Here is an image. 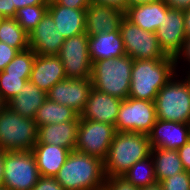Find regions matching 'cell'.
Instances as JSON below:
<instances>
[{"label": "cell", "mask_w": 190, "mask_h": 190, "mask_svg": "<svg viewBox=\"0 0 190 190\" xmlns=\"http://www.w3.org/2000/svg\"><path fill=\"white\" fill-rule=\"evenodd\" d=\"M148 136L151 148L178 150L190 140L189 124L157 119Z\"/></svg>", "instance_id": "15"}, {"label": "cell", "mask_w": 190, "mask_h": 190, "mask_svg": "<svg viewBox=\"0 0 190 190\" xmlns=\"http://www.w3.org/2000/svg\"><path fill=\"white\" fill-rule=\"evenodd\" d=\"M91 3L114 7L122 10L124 13L128 8L127 0H91Z\"/></svg>", "instance_id": "39"}, {"label": "cell", "mask_w": 190, "mask_h": 190, "mask_svg": "<svg viewBox=\"0 0 190 190\" xmlns=\"http://www.w3.org/2000/svg\"><path fill=\"white\" fill-rule=\"evenodd\" d=\"M3 19H4V17L0 16V25H1L2 21H3Z\"/></svg>", "instance_id": "48"}, {"label": "cell", "mask_w": 190, "mask_h": 190, "mask_svg": "<svg viewBox=\"0 0 190 190\" xmlns=\"http://www.w3.org/2000/svg\"><path fill=\"white\" fill-rule=\"evenodd\" d=\"M126 55L133 60L164 59L167 55L160 48L156 33L141 29L125 16L119 26Z\"/></svg>", "instance_id": "8"}, {"label": "cell", "mask_w": 190, "mask_h": 190, "mask_svg": "<svg viewBox=\"0 0 190 190\" xmlns=\"http://www.w3.org/2000/svg\"><path fill=\"white\" fill-rule=\"evenodd\" d=\"M34 121L38 128L42 125L62 123L66 121H80V115L72 108L60 105L47 98L37 110Z\"/></svg>", "instance_id": "25"}, {"label": "cell", "mask_w": 190, "mask_h": 190, "mask_svg": "<svg viewBox=\"0 0 190 190\" xmlns=\"http://www.w3.org/2000/svg\"><path fill=\"white\" fill-rule=\"evenodd\" d=\"M59 5L75 9H86L91 0H55Z\"/></svg>", "instance_id": "40"}, {"label": "cell", "mask_w": 190, "mask_h": 190, "mask_svg": "<svg viewBox=\"0 0 190 190\" xmlns=\"http://www.w3.org/2000/svg\"><path fill=\"white\" fill-rule=\"evenodd\" d=\"M185 77L182 79L176 73L159 90L154 101L157 119L190 123V78L188 75Z\"/></svg>", "instance_id": "5"}, {"label": "cell", "mask_w": 190, "mask_h": 190, "mask_svg": "<svg viewBox=\"0 0 190 190\" xmlns=\"http://www.w3.org/2000/svg\"><path fill=\"white\" fill-rule=\"evenodd\" d=\"M169 9L163 0H159L153 3L129 6L124 16L141 29L155 33Z\"/></svg>", "instance_id": "20"}, {"label": "cell", "mask_w": 190, "mask_h": 190, "mask_svg": "<svg viewBox=\"0 0 190 190\" xmlns=\"http://www.w3.org/2000/svg\"><path fill=\"white\" fill-rule=\"evenodd\" d=\"M134 60L128 55L103 59L92 63V87L118 99L129 97Z\"/></svg>", "instance_id": "4"}, {"label": "cell", "mask_w": 190, "mask_h": 190, "mask_svg": "<svg viewBox=\"0 0 190 190\" xmlns=\"http://www.w3.org/2000/svg\"><path fill=\"white\" fill-rule=\"evenodd\" d=\"M35 56L36 53L30 48L19 51L4 71L8 74L31 75Z\"/></svg>", "instance_id": "31"}, {"label": "cell", "mask_w": 190, "mask_h": 190, "mask_svg": "<svg viewBox=\"0 0 190 190\" xmlns=\"http://www.w3.org/2000/svg\"><path fill=\"white\" fill-rule=\"evenodd\" d=\"M30 79V75L8 74L4 70L0 72V99L6 104L16 96L22 86Z\"/></svg>", "instance_id": "30"}, {"label": "cell", "mask_w": 190, "mask_h": 190, "mask_svg": "<svg viewBox=\"0 0 190 190\" xmlns=\"http://www.w3.org/2000/svg\"><path fill=\"white\" fill-rule=\"evenodd\" d=\"M92 88L91 79H65L56 83L47 92V98L55 103L72 108L80 115L86 106Z\"/></svg>", "instance_id": "12"}, {"label": "cell", "mask_w": 190, "mask_h": 190, "mask_svg": "<svg viewBox=\"0 0 190 190\" xmlns=\"http://www.w3.org/2000/svg\"><path fill=\"white\" fill-rule=\"evenodd\" d=\"M55 178L64 190H103L106 179L103 160L71 151Z\"/></svg>", "instance_id": "2"}, {"label": "cell", "mask_w": 190, "mask_h": 190, "mask_svg": "<svg viewBox=\"0 0 190 190\" xmlns=\"http://www.w3.org/2000/svg\"><path fill=\"white\" fill-rule=\"evenodd\" d=\"M150 155L151 146L147 134L116 132L103 160L105 176H123L137 161Z\"/></svg>", "instance_id": "3"}, {"label": "cell", "mask_w": 190, "mask_h": 190, "mask_svg": "<svg viewBox=\"0 0 190 190\" xmlns=\"http://www.w3.org/2000/svg\"><path fill=\"white\" fill-rule=\"evenodd\" d=\"M0 42L6 43L19 51L29 48L28 33L15 18H4L0 25Z\"/></svg>", "instance_id": "27"}, {"label": "cell", "mask_w": 190, "mask_h": 190, "mask_svg": "<svg viewBox=\"0 0 190 190\" xmlns=\"http://www.w3.org/2000/svg\"><path fill=\"white\" fill-rule=\"evenodd\" d=\"M124 12L120 9L90 3L85 11V29L88 36L111 33L119 29Z\"/></svg>", "instance_id": "17"}, {"label": "cell", "mask_w": 190, "mask_h": 190, "mask_svg": "<svg viewBox=\"0 0 190 190\" xmlns=\"http://www.w3.org/2000/svg\"><path fill=\"white\" fill-rule=\"evenodd\" d=\"M159 0H127L128 7L132 5H139V4H145V3H153L157 2Z\"/></svg>", "instance_id": "45"}, {"label": "cell", "mask_w": 190, "mask_h": 190, "mask_svg": "<svg viewBox=\"0 0 190 190\" xmlns=\"http://www.w3.org/2000/svg\"><path fill=\"white\" fill-rule=\"evenodd\" d=\"M103 190H139L123 176H106Z\"/></svg>", "instance_id": "33"}, {"label": "cell", "mask_w": 190, "mask_h": 190, "mask_svg": "<svg viewBox=\"0 0 190 190\" xmlns=\"http://www.w3.org/2000/svg\"><path fill=\"white\" fill-rule=\"evenodd\" d=\"M155 33L164 53L167 56L176 57L186 39L183 11L170 8Z\"/></svg>", "instance_id": "13"}, {"label": "cell", "mask_w": 190, "mask_h": 190, "mask_svg": "<svg viewBox=\"0 0 190 190\" xmlns=\"http://www.w3.org/2000/svg\"><path fill=\"white\" fill-rule=\"evenodd\" d=\"M139 190H162L161 184L159 182H156L152 185H148L146 187H141Z\"/></svg>", "instance_id": "46"}, {"label": "cell", "mask_w": 190, "mask_h": 190, "mask_svg": "<svg viewBox=\"0 0 190 190\" xmlns=\"http://www.w3.org/2000/svg\"><path fill=\"white\" fill-rule=\"evenodd\" d=\"M48 3L47 0H12V5L15 6L16 10L32 5H48Z\"/></svg>", "instance_id": "41"}, {"label": "cell", "mask_w": 190, "mask_h": 190, "mask_svg": "<svg viewBox=\"0 0 190 190\" xmlns=\"http://www.w3.org/2000/svg\"><path fill=\"white\" fill-rule=\"evenodd\" d=\"M5 106V104L1 101L0 99V111L2 110V108Z\"/></svg>", "instance_id": "47"}, {"label": "cell", "mask_w": 190, "mask_h": 190, "mask_svg": "<svg viewBox=\"0 0 190 190\" xmlns=\"http://www.w3.org/2000/svg\"><path fill=\"white\" fill-rule=\"evenodd\" d=\"M163 2L169 8L178 9L181 11H184L190 8V0H163Z\"/></svg>", "instance_id": "42"}, {"label": "cell", "mask_w": 190, "mask_h": 190, "mask_svg": "<svg viewBox=\"0 0 190 190\" xmlns=\"http://www.w3.org/2000/svg\"><path fill=\"white\" fill-rule=\"evenodd\" d=\"M88 51L91 63L126 55L120 30L88 36Z\"/></svg>", "instance_id": "22"}, {"label": "cell", "mask_w": 190, "mask_h": 190, "mask_svg": "<svg viewBox=\"0 0 190 190\" xmlns=\"http://www.w3.org/2000/svg\"><path fill=\"white\" fill-rule=\"evenodd\" d=\"M157 182L185 171L177 150L151 148Z\"/></svg>", "instance_id": "26"}, {"label": "cell", "mask_w": 190, "mask_h": 190, "mask_svg": "<svg viewBox=\"0 0 190 190\" xmlns=\"http://www.w3.org/2000/svg\"><path fill=\"white\" fill-rule=\"evenodd\" d=\"M157 120L155 102L131 97L122 100L115 122L116 132L149 134Z\"/></svg>", "instance_id": "9"}, {"label": "cell", "mask_w": 190, "mask_h": 190, "mask_svg": "<svg viewBox=\"0 0 190 190\" xmlns=\"http://www.w3.org/2000/svg\"><path fill=\"white\" fill-rule=\"evenodd\" d=\"M67 79L63 64L57 55H37L34 59L30 81L48 92L56 83Z\"/></svg>", "instance_id": "18"}, {"label": "cell", "mask_w": 190, "mask_h": 190, "mask_svg": "<svg viewBox=\"0 0 190 190\" xmlns=\"http://www.w3.org/2000/svg\"><path fill=\"white\" fill-rule=\"evenodd\" d=\"M121 99L92 88L80 119L108 123L115 126Z\"/></svg>", "instance_id": "16"}, {"label": "cell", "mask_w": 190, "mask_h": 190, "mask_svg": "<svg viewBox=\"0 0 190 190\" xmlns=\"http://www.w3.org/2000/svg\"><path fill=\"white\" fill-rule=\"evenodd\" d=\"M40 178L32 151H5L2 187L6 190H31Z\"/></svg>", "instance_id": "7"}, {"label": "cell", "mask_w": 190, "mask_h": 190, "mask_svg": "<svg viewBox=\"0 0 190 190\" xmlns=\"http://www.w3.org/2000/svg\"><path fill=\"white\" fill-rule=\"evenodd\" d=\"M4 156H5V151L3 149H0V187H2L3 184Z\"/></svg>", "instance_id": "44"}, {"label": "cell", "mask_w": 190, "mask_h": 190, "mask_svg": "<svg viewBox=\"0 0 190 190\" xmlns=\"http://www.w3.org/2000/svg\"><path fill=\"white\" fill-rule=\"evenodd\" d=\"M182 58L187 63L189 62L188 64H189V67H190V37H186L181 51L175 57L176 67H178V63L181 62L179 60L180 59L182 60ZM189 72H190V68H189L188 71H186V73L188 74Z\"/></svg>", "instance_id": "37"}, {"label": "cell", "mask_w": 190, "mask_h": 190, "mask_svg": "<svg viewBox=\"0 0 190 190\" xmlns=\"http://www.w3.org/2000/svg\"><path fill=\"white\" fill-rule=\"evenodd\" d=\"M64 40L48 12L28 34L29 48L37 55H58Z\"/></svg>", "instance_id": "14"}, {"label": "cell", "mask_w": 190, "mask_h": 190, "mask_svg": "<svg viewBox=\"0 0 190 190\" xmlns=\"http://www.w3.org/2000/svg\"><path fill=\"white\" fill-rule=\"evenodd\" d=\"M135 187L141 188L157 182L154 170V160L152 156L137 161L123 175Z\"/></svg>", "instance_id": "28"}, {"label": "cell", "mask_w": 190, "mask_h": 190, "mask_svg": "<svg viewBox=\"0 0 190 190\" xmlns=\"http://www.w3.org/2000/svg\"><path fill=\"white\" fill-rule=\"evenodd\" d=\"M184 13V30L186 37H190V8L183 11Z\"/></svg>", "instance_id": "43"}, {"label": "cell", "mask_w": 190, "mask_h": 190, "mask_svg": "<svg viewBox=\"0 0 190 190\" xmlns=\"http://www.w3.org/2000/svg\"><path fill=\"white\" fill-rule=\"evenodd\" d=\"M36 142L35 121L15 113L5 105L0 111V149L32 151Z\"/></svg>", "instance_id": "6"}, {"label": "cell", "mask_w": 190, "mask_h": 190, "mask_svg": "<svg viewBox=\"0 0 190 190\" xmlns=\"http://www.w3.org/2000/svg\"><path fill=\"white\" fill-rule=\"evenodd\" d=\"M32 152L40 176L55 177L71 151L65 147L36 143Z\"/></svg>", "instance_id": "23"}, {"label": "cell", "mask_w": 190, "mask_h": 190, "mask_svg": "<svg viewBox=\"0 0 190 190\" xmlns=\"http://www.w3.org/2000/svg\"><path fill=\"white\" fill-rule=\"evenodd\" d=\"M177 151L184 170L190 172V140Z\"/></svg>", "instance_id": "36"}, {"label": "cell", "mask_w": 190, "mask_h": 190, "mask_svg": "<svg viewBox=\"0 0 190 190\" xmlns=\"http://www.w3.org/2000/svg\"><path fill=\"white\" fill-rule=\"evenodd\" d=\"M86 9H75L59 5L56 1L48 3V13L52 16L58 32L64 39L86 33Z\"/></svg>", "instance_id": "19"}, {"label": "cell", "mask_w": 190, "mask_h": 190, "mask_svg": "<svg viewBox=\"0 0 190 190\" xmlns=\"http://www.w3.org/2000/svg\"><path fill=\"white\" fill-rule=\"evenodd\" d=\"M162 190H190V172L176 173L159 182Z\"/></svg>", "instance_id": "32"}, {"label": "cell", "mask_w": 190, "mask_h": 190, "mask_svg": "<svg viewBox=\"0 0 190 190\" xmlns=\"http://www.w3.org/2000/svg\"><path fill=\"white\" fill-rule=\"evenodd\" d=\"M46 99L47 93L28 80L20 92L5 105L15 113L34 120L37 110Z\"/></svg>", "instance_id": "24"}, {"label": "cell", "mask_w": 190, "mask_h": 190, "mask_svg": "<svg viewBox=\"0 0 190 190\" xmlns=\"http://www.w3.org/2000/svg\"><path fill=\"white\" fill-rule=\"evenodd\" d=\"M16 11L15 6L12 5V0H0V16L14 18Z\"/></svg>", "instance_id": "38"}, {"label": "cell", "mask_w": 190, "mask_h": 190, "mask_svg": "<svg viewBox=\"0 0 190 190\" xmlns=\"http://www.w3.org/2000/svg\"><path fill=\"white\" fill-rule=\"evenodd\" d=\"M48 12V5H32L16 11L15 19L29 34Z\"/></svg>", "instance_id": "29"}, {"label": "cell", "mask_w": 190, "mask_h": 190, "mask_svg": "<svg viewBox=\"0 0 190 190\" xmlns=\"http://www.w3.org/2000/svg\"><path fill=\"white\" fill-rule=\"evenodd\" d=\"M31 190H64L55 177L40 176Z\"/></svg>", "instance_id": "35"}, {"label": "cell", "mask_w": 190, "mask_h": 190, "mask_svg": "<svg viewBox=\"0 0 190 190\" xmlns=\"http://www.w3.org/2000/svg\"><path fill=\"white\" fill-rule=\"evenodd\" d=\"M175 57L134 60L129 97L154 102L159 90L177 73Z\"/></svg>", "instance_id": "1"}, {"label": "cell", "mask_w": 190, "mask_h": 190, "mask_svg": "<svg viewBox=\"0 0 190 190\" xmlns=\"http://www.w3.org/2000/svg\"><path fill=\"white\" fill-rule=\"evenodd\" d=\"M19 50L9 46L6 43L0 42V72L14 59Z\"/></svg>", "instance_id": "34"}, {"label": "cell", "mask_w": 190, "mask_h": 190, "mask_svg": "<svg viewBox=\"0 0 190 190\" xmlns=\"http://www.w3.org/2000/svg\"><path fill=\"white\" fill-rule=\"evenodd\" d=\"M115 133L116 129L114 125L80 119L77 128L75 151L104 160Z\"/></svg>", "instance_id": "10"}, {"label": "cell", "mask_w": 190, "mask_h": 190, "mask_svg": "<svg viewBox=\"0 0 190 190\" xmlns=\"http://www.w3.org/2000/svg\"><path fill=\"white\" fill-rule=\"evenodd\" d=\"M79 121L42 125L37 128V142L65 147L75 151Z\"/></svg>", "instance_id": "21"}, {"label": "cell", "mask_w": 190, "mask_h": 190, "mask_svg": "<svg viewBox=\"0 0 190 190\" xmlns=\"http://www.w3.org/2000/svg\"><path fill=\"white\" fill-rule=\"evenodd\" d=\"M57 56L63 64L67 79H91L92 63L86 33L65 39Z\"/></svg>", "instance_id": "11"}]
</instances>
